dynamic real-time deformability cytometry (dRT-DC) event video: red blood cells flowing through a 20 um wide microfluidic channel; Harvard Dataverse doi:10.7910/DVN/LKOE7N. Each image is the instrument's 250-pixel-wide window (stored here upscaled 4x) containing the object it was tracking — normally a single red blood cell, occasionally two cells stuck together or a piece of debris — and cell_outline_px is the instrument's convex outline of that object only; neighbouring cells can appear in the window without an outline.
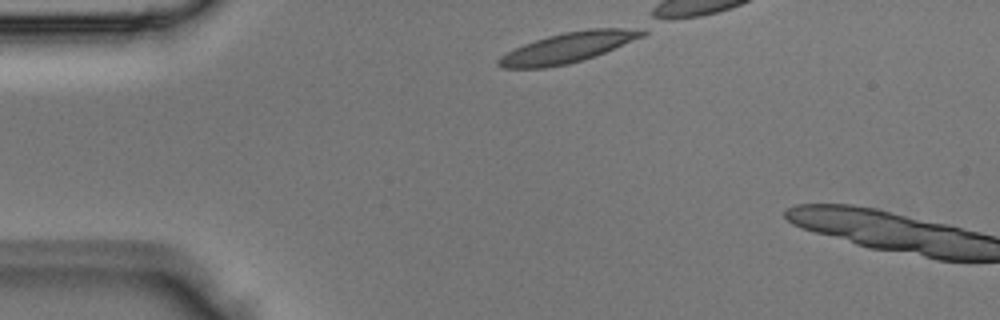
{"species": "Egyptian fruit bat (a non-hibernating species)", "species_latin": "Rousettus aegyptiacus", "temperature_condition": "room temperature", "stored_images_in_passage": 2, "camera_frame_rate_fps": 3000, "um_per_image_px": 0.085, "animal": {"sex": "male"}, "frame": {"image": 1, "passage_image": 1, "time_ms": 0.0, "image_size_px": [1000, 320], "cell_outline_px": [[648, 32], [644, 36], [596, 56], [584, 60], [568, 64], [544, 68], [504, 68], [496, 64], [496, 60], [500, 56], [524, 44], [548, 36], [564, 32], [588, 28], [648, 28]], "centroid_in_image_um": [48.33, 4.03], "position_along_channel_um": 36.7, "area_um2": 25.49}}